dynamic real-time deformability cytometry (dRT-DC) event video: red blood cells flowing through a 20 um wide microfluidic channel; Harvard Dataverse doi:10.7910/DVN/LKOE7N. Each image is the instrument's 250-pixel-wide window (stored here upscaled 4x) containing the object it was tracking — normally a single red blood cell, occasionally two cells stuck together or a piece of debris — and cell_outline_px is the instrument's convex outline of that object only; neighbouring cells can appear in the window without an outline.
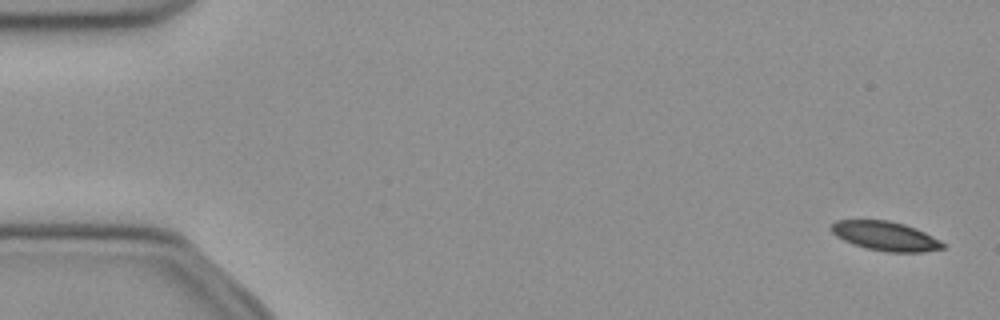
{"species": "common noctule bat (a hibernating species)", "species_latin": "Nyctalus noctula", "temperature_condition": "cold", "stored_images_in_passage": 15, "camera_frame_rate_fps": 3000, "um_per_image_px": 0.085, "animal": {"sex": "female", "body_mass_g": 21.9}, "frame": {"image": 1, "passage_image": 2, "time_ms": 0.333, "image_size_px": [1000, 320], "cell_outline_px": [[944, 248], [924, 252], [888, 252], [864, 248], [852, 244], [836, 236], [832, 232], [832, 224], [836, 220], [888, 220], [904, 224], [916, 228], [940, 240], [944, 244]], "centroid_in_image_um": [75.26, 20.07], "position_along_channel_um": 9.7, "area_um2": 18.96}}